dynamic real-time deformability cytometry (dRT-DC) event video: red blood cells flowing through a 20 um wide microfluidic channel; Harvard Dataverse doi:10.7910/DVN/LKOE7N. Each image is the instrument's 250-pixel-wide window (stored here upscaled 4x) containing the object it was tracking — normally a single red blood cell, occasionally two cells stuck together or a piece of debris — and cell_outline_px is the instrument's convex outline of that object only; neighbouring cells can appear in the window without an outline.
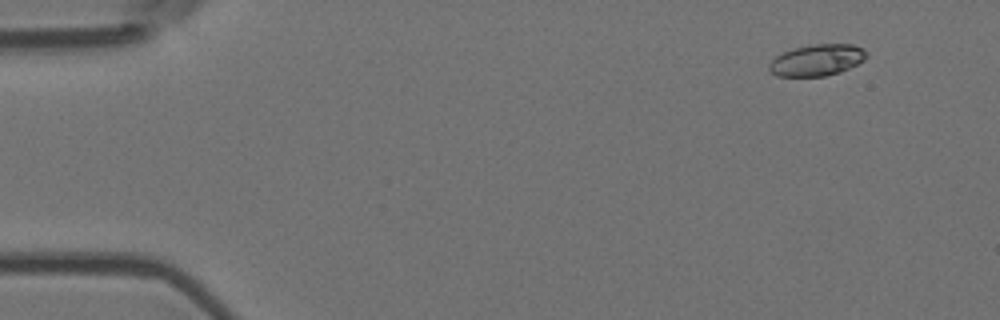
{"species": "Egyptian fruit bat (a non-hibernating species)", "species_latin": "Rousettus aegyptiacus", "temperature_condition": "room temperature", "stored_images_in_passage": 4, "camera_frame_rate_fps": 3000, "um_per_image_px": 0.085, "animal": {"sex": "female"}, "frame": {"image": 1, "passage_image": 1, "time_ms": 0.0, "image_size_px": [1000, 320], "cell_outline_px": [[868, 56], [864, 60], [840, 72], [824, 76], [776, 76], [768, 68], [768, 64], [776, 56], [792, 48], [812, 44], [852, 44], [864, 48], [868, 52]], "centroid_in_image_um": [69.46, 5.09], "position_along_channel_um": 15.5, "area_um2": 17.92}}